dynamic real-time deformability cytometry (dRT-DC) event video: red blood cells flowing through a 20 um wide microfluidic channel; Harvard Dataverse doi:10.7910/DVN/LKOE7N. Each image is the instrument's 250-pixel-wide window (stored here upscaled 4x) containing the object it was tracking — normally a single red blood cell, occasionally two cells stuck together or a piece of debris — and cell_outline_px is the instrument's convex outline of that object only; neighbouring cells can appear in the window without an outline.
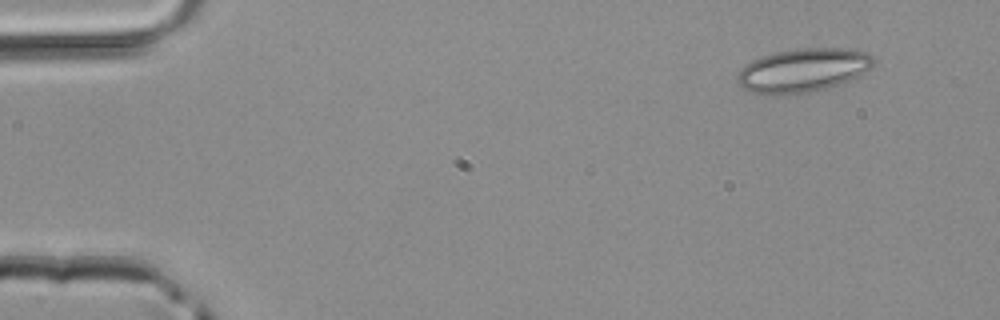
{"species": "common noctule bat (a hibernating species)", "species_latin": "Nyctalus noctula", "temperature_condition": "room temperature", "stored_images_in_passage": 2, "camera_frame_rate_fps": 3000, "um_per_image_px": 0.085, "animal": {"sex": "male", "body_mass_g": 20.4}, "frame": {"image": 1, "passage_image": 1, "time_ms": 0.0, "image_size_px": [1000, 320], "cell_outline_px": [[876, 60], [868, 68], [856, 76], [840, 84], [828, 88], [808, 92], [752, 92], [740, 88], [736, 80], [736, 76], [740, 68], [752, 60], [776, 52], [800, 48], [840, 48], [868, 52]], "centroid_in_image_um": [68.24, 5.94], "position_along_channel_um": 16.8, "area_um2": 33.87}}